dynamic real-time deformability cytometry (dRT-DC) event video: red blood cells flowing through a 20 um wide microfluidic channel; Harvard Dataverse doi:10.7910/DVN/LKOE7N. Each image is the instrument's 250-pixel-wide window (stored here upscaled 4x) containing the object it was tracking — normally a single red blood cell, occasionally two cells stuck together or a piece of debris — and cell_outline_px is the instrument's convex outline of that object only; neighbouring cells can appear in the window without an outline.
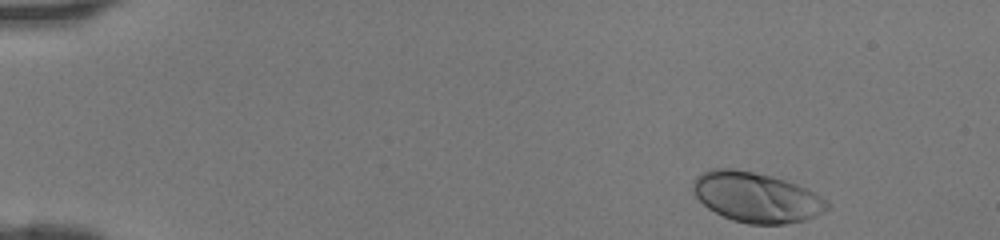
{"species": "human", "species_latin": "Homo sapiens", "temperature_condition": "room temperature", "stored_images_in_passage": 41, "camera_frame_rate_fps": 3000, "um_per_image_px": 0.085, "donor": {"sex": "female"}, "frame": {"image": 1, "passage_image": 1, "time_ms": 0.0, "image_size_px": [1000, 240], "cell_outline_px": [[832, 204], [824, 212], [816, 216], [804, 220], [784, 224], [748, 224], [732, 220], [708, 208], [696, 196], [692, 188], [692, 184], [696, 176], [712, 168], [732, 168], [772, 176], [796, 184], [828, 200]], "centroid_in_image_um": [64.3, 16.77], "position_along_channel_um": 20.7, "area_um2": 38.96}}
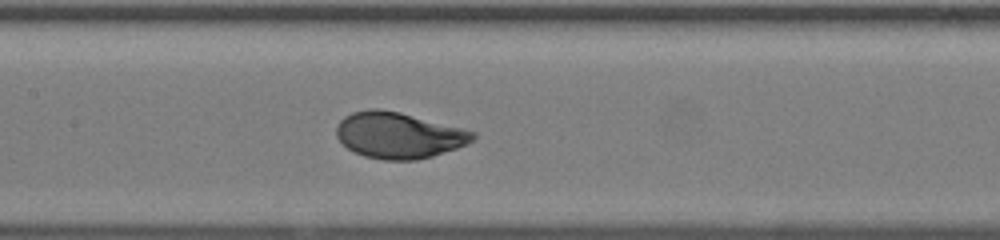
{"frame": {"image": 2, "passage_image": 19, "time_ms": 6.0, "image_size_px": [1000, 240], "cell_outline_px": [[476, 136], [468, 144], [432, 156], [416, 160], [384, 160], [364, 156], [352, 152], [336, 136], [336, 124], [344, 116], [352, 112], [368, 108], [380, 108], [400, 112], [476, 132]], "centroid_in_image_um": [33.85, 11.49], "position_along_channel_um": 173.6, "area_um2": 36.7}}
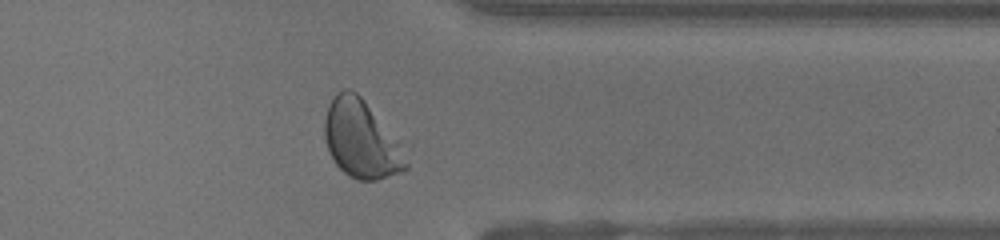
{"frame": {"image": 3, "passage_image": 33, "time_ms": 10.667, "image_size_px": [1000, 240], "cell_outline_px": [[408, 168], [376, 180], [356, 180], [348, 176], [336, 164], [328, 152], [324, 136], [324, 120], [328, 104], [336, 92], [344, 88], [348, 88], [356, 92], [360, 96], [400, 140], [408, 164]], "centroid_in_image_um": [30.68, 11.82], "position_along_channel_um": 380.7, "area_um2": 37.11}}